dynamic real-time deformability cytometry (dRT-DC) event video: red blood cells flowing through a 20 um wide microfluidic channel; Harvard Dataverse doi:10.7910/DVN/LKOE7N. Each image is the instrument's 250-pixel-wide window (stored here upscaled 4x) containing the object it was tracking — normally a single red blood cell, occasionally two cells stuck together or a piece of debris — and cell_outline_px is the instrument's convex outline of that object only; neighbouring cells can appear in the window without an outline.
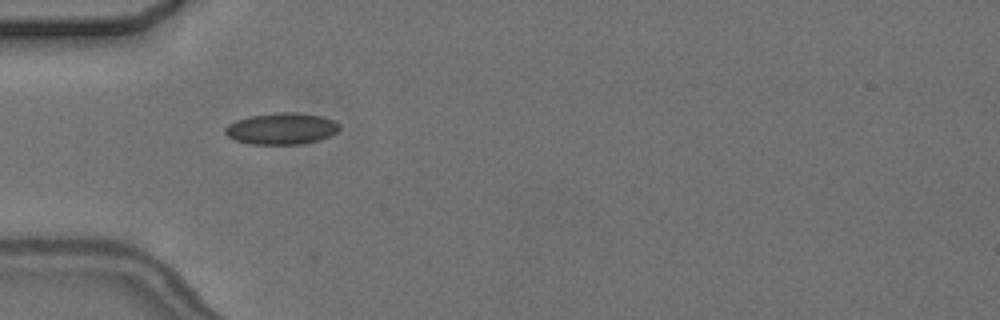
{"species": "common noctule bat (a hibernating species)", "species_latin": "Nyctalus noctula", "temperature_condition": "cold", "stored_images_in_passage": 3, "camera_frame_rate_fps": 3000, "um_per_image_px": 0.085, "animal": {"sex": "female", "body_mass_g": 24.6, "forearm_length_mm": 56.2}, "frame": {"image": 1, "passage_image": 2, "time_ms": 1.333, "image_size_px": [1000, 320], "cell_outline_px": [[340, 128], [336, 132], [320, 140], [304, 144], [248, 144], [236, 140], [228, 136], [224, 132], [224, 128], [228, 124], [236, 120], [248, 116], [276, 112], [296, 112], [320, 116], [332, 120], [340, 124]], "centroid_in_image_um": [23.91, 10.93], "position_along_channel_um": 61.1, "area_um2": 21.1}}
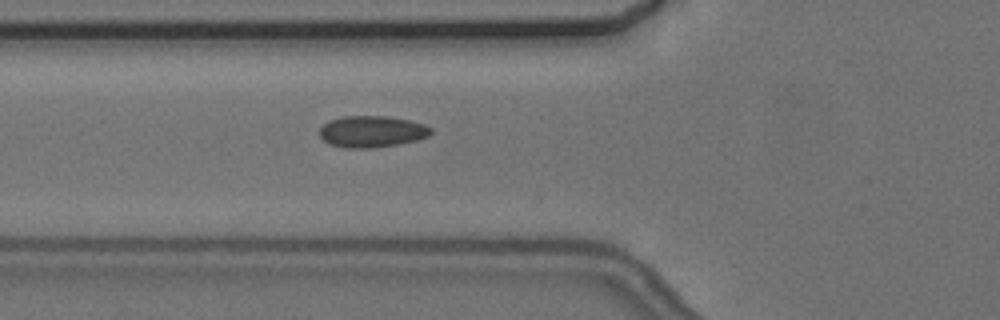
{"frame": {"image": 2, "passage_image": 3, "time_ms": 2.333, "image_size_px": [1000, 320], "cell_outline_px": [[432, 132], [428, 136], [416, 140], [396, 144], [368, 148], [348, 148], [328, 144], [320, 136], [320, 128], [328, 120], [344, 116], [388, 116], [408, 120], [424, 124], [432, 128]], "centroid_in_image_um": [31.59, 11.17], "position_along_channel_um": 94.2, "area_um2": 20.35}}